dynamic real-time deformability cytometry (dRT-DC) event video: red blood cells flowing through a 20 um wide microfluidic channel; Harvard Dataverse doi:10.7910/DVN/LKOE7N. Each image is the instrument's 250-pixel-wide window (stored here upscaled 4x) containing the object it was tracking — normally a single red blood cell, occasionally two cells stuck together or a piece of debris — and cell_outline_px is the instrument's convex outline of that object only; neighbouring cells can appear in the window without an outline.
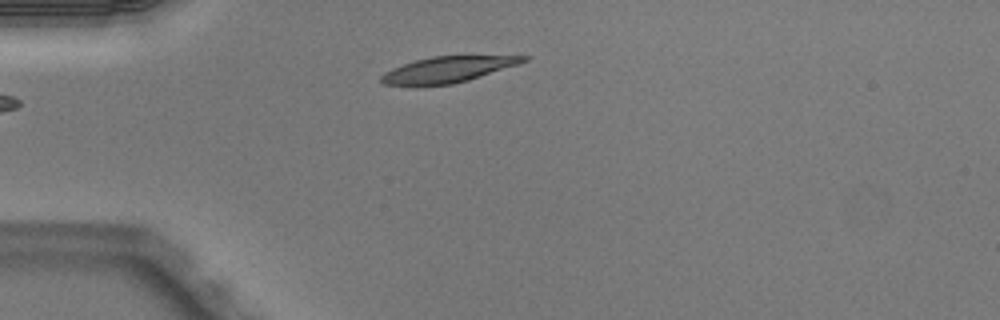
{"species": "Egyptian fruit bat (a non-hibernating species)", "species_latin": "Rousettus aegyptiacus", "temperature_condition": "warm", "stored_images_in_passage": 15, "camera_frame_rate_fps": 3000, "um_per_image_px": 0.085, "animal": {"sex": "male"}, "frame": {"image": 1, "passage_image": 1, "time_ms": 0.0, "image_size_px": [1000, 320], "cell_outline_px": [[532, 56], [528, 60], [520, 64], [468, 80], [452, 84], [384, 84], [380, 80], [380, 76], [384, 72], [392, 68], [416, 60], [432, 56]], "centroid_in_image_um": [38.11, 5.89], "position_along_channel_um": 46.9, "area_um2": 20.98}}
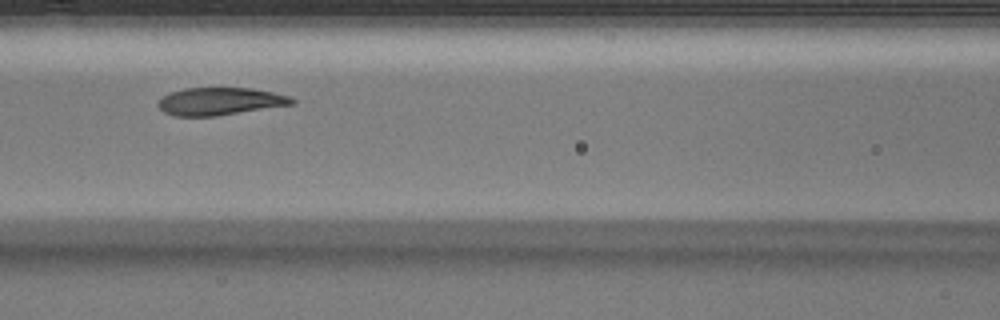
{"frame": {"image": 2, "passage_image": 10, "time_ms": 3.0, "image_size_px": [1000, 320], "cell_outline_px": [[296, 100], [292, 104], [216, 116], [176, 116], [164, 112], [156, 104], [168, 92], [184, 88], [252, 88], [272, 92], [288, 96]], "centroid_in_image_um": [18.65, 8.61], "position_along_channel_um": 147.9, "area_um2": 21.33}}
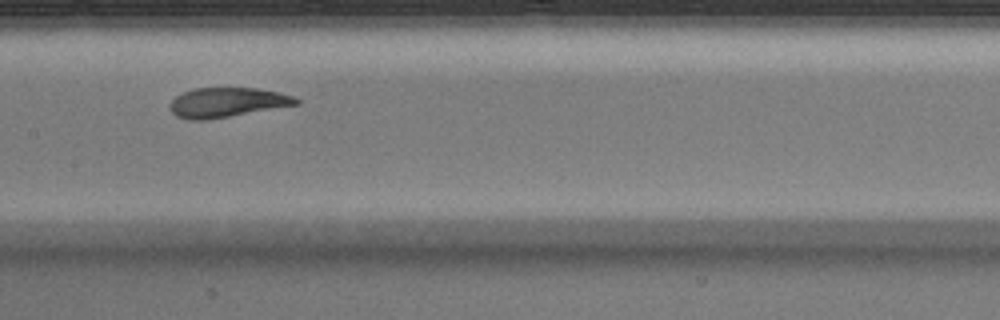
{"frame": {"image": 3, "passage_image": 13, "time_ms": 4.0, "image_size_px": [1000, 320], "cell_outline_px": [[300, 104], [208, 120], [188, 120], [176, 116], [168, 108], [168, 104], [176, 96], [184, 92], [196, 88], [256, 88], [280, 92], [292, 96], [300, 100]], "centroid_in_image_um": [19.28, 8.71], "position_along_channel_um": 188.1, "area_um2": 21.91}}